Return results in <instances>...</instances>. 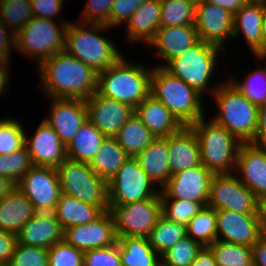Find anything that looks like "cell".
<instances>
[{
  "instance_id": "cell-51",
  "label": "cell",
  "mask_w": 266,
  "mask_h": 266,
  "mask_svg": "<svg viewBox=\"0 0 266 266\" xmlns=\"http://www.w3.org/2000/svg\"><path fill=\"white\" fill-rule=\"evenodd\" d=\"M0 20V60L11 61V51L15 49V34Z\"/></svg>"
},
{
  "instance_id": "cell-4",
  "label": "cell",
  "mask_w": 266,
  "mask_h": 266,
  "mask_svg": "<svg viewBox=\"0 0 266 266\" xmlns=\"http://www.w3.org/2000/svg\"><path fill=\"white\" fill-rule=\"evenodd\" d=\"M150 94L159 100L183 126H190L207 114L204 110L203 96L163 67H153Z\"/></svg>"
},
{
  "instance_id": "cell-24",
  "label": "cell",
  "mask_w": 266,
  "mask_h": 266,
  "mask_svg": "<svg viewBox=\"0 0 266 266\" xmlns=\"http://www.w3.org/2000/svg\"><path fill=\"white\" fill-rule=\"evenodd\" d=\"M265 9L258 0H249L235 14L233 39L243 35L249 49L257 56H263V18Z\"/></svg>"
},
{
  "instance_id": "cell-39",
  "label": "cell",
  "mask_w": 266,
  "mask_h": 266,
  "mask_svg": "<svg viewBox=\"0 0 266 266\" xmlns=\"http://www.w3.org/2000/svg\"><path fill=\"white\" fill-rule=\"evenodd\" d=\"M233 78L229 76L228 80L255 106L266 103V66L250 70L243 80Z\"/></svg>"
},
{
  "instance_id": "cell-9",
  "label": "cell",
  "mask_w": 266,
  "mask_h": 266,
  "mask_svg": "<svg viewBox=\"0 0 266 266\" xmlns=\"http://www.w3.org/2000/svg\"><path fill=\"white\" fill-rule=\"evenodd\" d=\"M61 191L64 194L103 211L109 210L107 182L101 179L87 163L66 159L58 168Z\"/></svg>"
},
{
  "instance_id": "cell-6",
  "label": "cell",
  "mask_w": 266,
  "mask_h": 266,
  "mask_svg": "<svg viewBox=\"0 0 266 266\" xmlns=\"http://www.w3.org/2000/svg\"><path fill=\"white\" fill-rule=\"evenodd\" d=\"M205 119L190 125L199 142L201 164L213 174H233L242 143L223 126Z\"/></svg>"
},
{
  "instance_id": "cell-32",
  "label": "cell",
  "mask_w": 266,
  "mask_h": 266,
  "mask_svg": "<svg viewBox=\"0 0 266 266\" xmlns=\"http://www.w3.org/2000/svg\"><path fill=\"white\" fill-rule=\"evenodd\" d=\"M106 137L87 120L66 146L67 159L89 164Z\"/></svg>"
},
{
  "instance_id": "cell-29",
  "label": "cell",
  "mask_w": 266,
  "mask_h": 266,
  "mask_svg": "<svg viewBox=\"0 0 266 266\" xmlns=\"http://www.w3.org/2000/svg\"><path fill=\"white\" fill-rule=\"evenodd\" d=\"M169 156L166 137L155 138L135 156L148 178L155 185H161L159 189L167 183L171 176Z\"/></svg>"
},
{
  "instance_id": "cell-21",
  "label": "cell",
  "mask_w": 266,
  "mask_h": 266,
  "mask_svg": "<svg viewBox=\"0 0 266 266\" xmlns=\"http://www.w3.org/2000/svg\"><path fill=\"white\" fill-rule=\"evenodd\" d=\"M25 146L29 151L33 166L57 169L67 159L66 146L44 119L36 128L33 136L28 137L25 133Z\"/></svg>"
},
{
  "instance_id": "cell-26",
  "label": "cell",
  "mask_w": 266,
  "mask_h": 266,
  "mask_svg": "<svg viewBox=\"0 0 266 266\" xmlns=\"http://www.w3.org/2000/svg\"><path fill=\"white\" fill-rule=\"evenodd\" d=\"M135 115L156 138L168 137L183 127L174 115L151 94L135 107Z\"/></svg>"
},
{
  "instance_id": "cell-27",
  "label": "cell",
  "mask_w": 266,
  "mask_h": 266,
  "mask_svg": "<svg viewBox=\"0 0 266 266\" xmlns=\"http://www.w3.org/2000/svg\"><path fill=\"white\" fill-rule=\"evenodd\" d=\"M161 0L144 1L126 22L129 43H149L160 28Z\"/></svg>"
},
{
  "instance_id": "cell-28",
  "label": "cell",
  "mask_w": 266,
  "mask_h": 266,
  "mask_svg": "<svg viewBox=\"0 0 266 266\" xmlns=\"http://www.w3.org/2000/svg\"><path fill=\"white\" fill-rule=\"evenodd\" d=\"M35 213L26 196L14 187L0 199V230L17 235Z\"/></svg>"
},
{
  "instance_id": "cell-49",
  "label": "cell",
  "mask_w": 266,
  "mask_h": 266,
  "mask_svg": "<svg viewBox=\"0 0 266 266\" xmlns=\"http://www.w3.org/2000/svg\"><path fill=\"white\" fill-rule=\"evenodd\" d=\"M144 1L147 0H113L110 8V28L126 24Z\"/></svg>"
},
{
  "instance_id": "cell-52",
  "label": "cell",
  "mask_w": 266,
  "mask_h": 266,
  "mask_svg": "<svg viewBox=\"0 0 266 266\" xmlns=\"http://www.w3.org/2000/svg\"><path fill=\"white\" fill-rule=\"evenodd\" d=\"M16 244V235L0 230V265L6 266L8 264Z\"/></svg>"
},
{
  "instance_id": "cell-23",
  "label": "cell",
  "mask_w": 266,
  "mask_h": 266,
  "mask_svg": "<svg viewBox=\"0 0 266 266\" xmlns=\"http://www.w3.org/2000/svg\"><path fill=\"white\" fill-rule=\"evenodd\" d=\"M64 230L53 212H36L19 230L17 243L49 249L63 240Z\"/></svg>"
},
{
  "instance_id": "cell-58",
  "label": "cell",
  "mask_w": 266,
  "mask_h": 266,
  "mask_svg": "<svg viewBox=\"0 0 266 266\" xmlns=\"http://www.w3.org/2000/svg\"><path fill=\"white\" fill-rule=\"evenodd\" d=\"M14 187H16L10 180L0 176V199L7 195Z\"/></svg>"
},
{
  "instance_id": "cell-16",
  "label": "cell",
  "mask_w": 266,
  "mask_h": 266,
  "mask_svg": "<svg viewBox=\"0 0 266 266\" xmlns=\"http://www.w3.org/2000/svg\"><path fill=\"white\" fill-rule=\"evenodd\" d=\"M88 120L105 136L115 137L128 119L135 114L129 104L102 96L97 91L86 100Z\"/></svg>"
},
{
  "instance_id": "cell-56",
  "label": "cell",
  "mask_w": 266,
  "mask_h": 266,
  "mask_svg": "<svg viewBox=\"0 0 266 266\" xmlns=\"http://www.w3.org/2000/svg\"><path fill=\"white\" fill-rule=\"evenodd\" d=\"M216 6L225 8L235 14L249 0H204Z\"/></svg>"
},
{
  "instance_id": "cell-34",
  "label": "cell",
  "mask_w": 266,
  "mask_h": 266,
  "mask_svg": "<svg viewBox=\"0 0 266 266\" xmlns=\"http://www.w3.org/2000/svg\"><path fill=\"white\" fill-rule=\"evenodd\" d=\"M120 147L132 157L142 152L156 137L133 114L115 136Z\"/></svg>"
},
{
  "instance_id": "cell-11",
  "label": "cell",
  "mask_w": 266,
  "mask_h": 266,
  "mask_svg": "<svg viewBox=\"0 0 266 266\" xmlns=\"http://www.w3.org/2000/svg\"><path fill=\"white\" fill-rule=\"evenodd\" d=\"M117 238L148 237L162 215L160 194L125 205L109 206Z\"/></svg>"
},
{
  "instance_id": "cell-62",
  "label": "cell",
  "mask_w": 266,
  "mask_h": 266,
  "mask_svg": "<svg viewBox=\"0 0 266 266\" xmlns=\"http://www.w3.org/2000/svg\"><path fill=\"white\" fill-rule=\"evenodd\" d=\"M264 58L266 59V54L264 56H257V59L262 60V61L265 60Z\"/></svg>"
},
{
  "instance_id": "cell-60",
  "label": "cell",
  "mask_w": 266,
  "mask_h": 266,
  "mask_svg": "<svg viewBox=\"0 0 266 266\" xmlns=\"http://www.w3.org/2000/svg\"><path fill=\"white\" fill-rule=\"evenodd\" d=\"M262 36H263V56H264L266 54V9L263 18Z\"/></svg>"
},
{
  "instance_id": "cell-10",
  "label": "cell",
  "mask_w": 266,
  "mask_h": 266,
  "mask_svg": "<svg viewBox=\"0 0 266 266\" xmlns=\"http://www.w3.org/2000/svg\"><path fill=\"white\" fill-rule=\"evenodd\" d=\"M148 178L138 160L130 156L107 183L109 206L152 199L160 189Z\"/></svg>"
},
{
  "instance_id": "cell-25",
  "label": "cell",
  "mask_w": 266,
  "mask_h": 266,
  "mask_svg": "<svg viewBox=\"0 0 266 266\" xmlns=\"http://www.w3.org/2000/svg\"><path fill=\"white\" fill-rule=\"evenodd\" d=\"M171 175L201 165L200 146L190 126L166 137Z\"/></svg>"
},
{
  "instance_id": "cell-20",
  "label": "cell",
  "mask_w": 266,
  "mask_h": 266,
  "mask_svg": "<svg viewBox=\"0 0 266 266\" xmlns=\"http://www.w3.org/2000/svg\"><path fill=\"white\" fill-rule=\"evenodd\" d=\"M63 239L82 252L115 244L117 237L111 213L104 211L92 222L64 229Z\"/></svg>"
},
{
  "instance_id": "cell-36",
  "label": "cell",
  "mask_w": 266,
  "mask_h": 266,
  "mask_svg": "<svg viewBox=\"0 0 266 266\" xmlns=\"http://www.w3.org/2000/svg\"><path fill=\"white\" fill-rule=\"evenodd\" d=\"M187 236L202 246H210L217 240L216 210L204 206L187 225Z\"/></svg>"
},
{
  "instance_id": "cell-41",
  "label": "cell",
  "mask_w": 266,
  "mask_h": 266,
  "mask_svg": "<svg viewBox=\"0 0 266 266\" xmlns=\"http://www.w3.org/2000/svg\"><path fill=\"white\" fill-rule=\"evenodd\" d=\"M32 167L26 146L8 155L0 154V176L7 178L15 186Z\"/></svg>"
},
{
  "instance_id": "cell-13",
  "label": "cell",
  "mask_w": 266,
  "mask_h": 266,
  "mask_svg": "<svg viewBox=\"0 0 266 266\" xmlns=\"http://www.w3.org/2000/svg\"><path fill=\"white\" fill-rule=\"evenodd\" d=\"M36 212H53L62 193L56 168L33 166L16 184Z\"/></svg>"
},
{
  "instance_id": "cell-44",
  "label": "cell",
  "mask_w": 266,
  "mask_h": 266,
  "mask_svg": "<svg viewBox=\"0 0 266 266\" xmlns=\"http://www.w3.org/2000/svg\"><path fill=\"white\" fill-rule=\"evenodd\" d=\"M161 204L162 215L165 218L186 227L189 221L204 207L199 202L179 199H161Z\"/></svg>"
},
{
  "instance_id": "cell-3",
  "label": "cell",
  "mask_w": 266,
  "mask_h": 266,
  "mask_svg": "<svg viewBox=\"0 0 266 266\" xmlns=\"http://www.w3.org/2000/svg\"><path fill=\"white\" fill-rule=\"evenodd\" d=\"M124 57L98 73L97 92L135 108L150 94L153 67L132 63Z\"/></svg>"
},
{
  "instance_id": "cell-8",
  "label": "cell",
  "mask_w": 266,
  "mask_h": 266,
  "mask_svg": "<svg viewBox=\"0 0 266 266\" xmlns=\"http://www.w3.org/2000/svg\"><path fill=\"white\" fill-rule=\"evenodd\" d=\"M33 17L15 35V49L37 60V66L45 59L65 50L66 30L69 21Z\"/></svg>"
},
{
  "instance_id": "cell-63",
  "label": "cell",
  "mask_w": 266,
  "mask_h": 266,
  "mask_svg": "<svg viewBox=\"0 0 266 266\" xmlns=\"http://www.w3.org/2000/svg\"><path fill=\"white\" fill-rule=\"evenodd\" d=\"M158 266H167L166 264H163L161 261Z\"/></svg>"
},
{
  "instance_id": "cell-57",
  "label": "cell",
  "mask_w": 266,
  "mask_h": 266,
  "mask_svg": "<svg viewBox=\"0 0 266 266\" xmlns=\"http://www.w3.org/2000/svg\"><path fill=\"white\" fill-rule=\"evenodd\" d=\"M11 61H6V60H0V96L3 94H6V92L9 91V89H7V87L9 86V81L10 78L9 77V63ZM8 85V86H7ZM8 90V91H7Z\"/></svg>"
},
{
  "instance_id": "cell-38",
  "label": "cell",
  "mask_w": 266,
  "mask_h": 266,
  "mask_svg": "<svg viewBox=\"0 0 266 266\" xmlns=\"http://www.w3.org/2000/svg\"><path fill=\"white\" fill-rule=\"evenodd\" d=\"M208 247L217 266H253L251 247L221 240H215Z\"/></svg>"
},
{
  "instance_id": "cell-2",
  "label": "cell",
  "mask_w": 266,
  "mask_h": 266,
  "mask_svg": "<svg viewBox=\"0 0 266 266\" xmlns=\"http://www.w3.org/2000/svg\"><path fill=\"white\" fill-rule=\"evenodd\" d=\"M108 29L104 24L70 22L66 30L65 51L97 73L105 71L123 56L113 40L103 36Z\"/></svg>"
},
{
  "instance_id": "cell-17",
  "label": "cell",
  "mask_w": 266,
  "mask_h": 266,
  "mask_svg": "<svg viewBox=\"0 0 266 266\" xmlns=\"http://www.w3.org/2000/svg\"><path fill=\"white\" fill-rule=\"evenodd\" d=\"M217 240L252 247L263 235L261 215L216 210Z\"/></svg>"
},
{
  "instance_id": "cell-7",
  "label": "cell",
  "mask_w": 266,
  "mask_h": 266,
  "mask_svg": "<svg viewBox=\"0 0 266 266\" xmlns=\"http://www.w3.org/2000/svg\"><path fill=\"white\" fill-rule=\"evenodd\" d=\"M224 49L199 40L178 57L170 60L163 68L171 75L180 78L203 97L212 95L220 84L210 87L215 75V66L219 52Z\"/></svg>"
},
{
  "instance_id": "cell-40",
  "label": "cell",
  "mask_w": 266,
  "mask_h": 266,
  "mask_svg": "<svg viewBox=\"0 0 266 266\" xmlns=\"http://www.w3.org/2000/svg\"><path fill=\"white\" fill-rule=\"evenodd\" d=\"M34 17L31 0H1L0 20L15 35Z\"/></svg>"
},
{
  "instance_id": "cell-43",
  "label": "cell",
  "mask_w": 266,
  "mask_h": 266,
  "mask_svg": "<svg viewBox=\"0 0 266 266\" xmlns=\"http://www.w3.org/2000/svg\"><path fill=\"white\" fill-rule=\"evenodd\" d=\"M202 247L200 243L187 236L162 254L161 262L167 266H189Z\"/></svg>"
},
{
  "instance_id": "cell-42",
  "label": "cell",
  "mask_w": 266,
  "mask_h": 266,
  "mask_svg": "<svg viewBox=\"0 0 266 266\" xmlns=\"http://www.w3.org/2000/svg\"><path fill=\"white\" fill-rule=\"evenodd\" d=\"M0 119V154H10L25 146L26 130L15 118Z\"/></svg>"
},
{
  "instance_id": "cell-47",
  "label": "cell",
  "mask_w": 266,
  "mask_h": 266,
  "mask_svg": "<svg viewBox=\"0 0 266 266\" xmlns=\"http://www.w3.org/2000/svg\"><path fill=\"white\" fill-rule=\"evenodd\" d=\"M83 266H121L118 242L84 252Z\"/></svg>"
},
{
  "instance_id": "cell-46",
  "label": "cell",
  "mask_w": 266,
  "mask_h": 266,
  "mask_svg": "<svg viewBox=\"0 0 266 266\" xmlns=\"http://www.w3.org/2000/svg\"><path fill=\"white\" fill-rule=\"evenodd\" d=\"M48 266H83L84 252L64 239L48 249Z\"/></svg>"
},
{
  "instance_id": "cell-55",
  "label": "cell",
  "mask_w": 266,
  "mask_h": 266,
  "mask_svg": "<svg viewBox=\"0 0 266 266\" xmlns=\"http://www.w3.org/2000/svg\"><path fill=\"white\" fill-rule=\"evenodd\" d=\"M189 266H217L214 255L208 246H203Z\"/></svg>"
},
{
  "instance_id": "cell-14",
  "label": "cell",
  "mask_w": 266,
  "mask_h": 266,
  "mask_svg": "<svg viewBox=\"0 0 266 266\" xmlns=\"http://www.w3.org/2000/svg\"><path fill=\"white\" fill-rule=\"evenodd\" d=\"M214 174L202 164L170 176L160 189V199H179L208 205L210 181Z\"/></svg>"
},
{
  "instance_id": "cell-37",
  "label": "cell",
  "mask_w": 266,
  "mask_h": 266,
  "mask_svg": "<svg viewBox=\"0 0 266 266\" xmlns=\"http://www.w3.org/2000/svg\"><path fill=\"white\" fill-rule=\"evenodd\" d=\"M197 0H161L160 27L195 25Z\"/></svg>"
},
{
  "instance_id": "cell-31",
  "label": "cell",
  "mask_w": 266,
  "mask_h": 266,
  "mask_svg": "<svg viewBox=\"0 0 266 266\" xmlns=\"http://www.w3.org/2000/svg\"><path fill=\"white\" fill-rule=\"evenodd\" d=\"M129 157L115 137H106L88 165L108 183Z\"/></svg>"
},
{
  "instance_id": "cell-5",
  "label": "cell",
  "mask_w": 266,
  "mask_h": 266,
  "mask_svg": "<svg viewBox=\"0 0 266 266\" xmlns=\"http://www.w3.org/2000/svg\"><path fill=\"white\" fill-rule=\"evenodd\" d=\"M211 96L219 109L211 119L223 126L241 143H253L257 128L258 107L228 79L222 81Z\"/></svg>"
},
{
  "instance_id": "cell-35",
  "label": "cell",
  "mask_w": 266,
  "mask_h": 266,
  "mask_svg": "<svg viewBox=\"0 0 266 266\" xmlns=\"http://www.w3.org/2000/svg\"><path fill=\"white\" fill-rule=\"evenodd\" d=\"M187 237V227L160 216L147 237L152 248L161 256L179 240Z\"/></svg>"
},
{
  "instance_id": "cell-30",
  "label": "cell",
  "mask_w": 266,
  "mask_h": 266,
  "mask_svg": "<svg viewBox=\"0 0 266 266\" xmlns=\"http://www.w3.org/2000/svg\"><path fill=\"white\" fill-rule=\"evenodd\" d=\"M104 211L97 205L82 202L75 197L61 193L53 214L62 229L84 225L97 219Z\"/></svg>"
},
{
  "instance_id": "cell-50",
  "label": "cell",
  "mask_w": 266,
  "mask_h": 266,
  "mask_svg": "<svg viewBox=\"0 0 266 266\" xmlns=\"http://www.w3.org/2000/svg\"><path fill=\"white\" fill-rule=\"evenodd\" d=\"M65 1V0H64ZM63 0H31L34 17L52 19L59 16L63 9Z\"/></svg>"
},
{
  "instance_id": "cell-45",
  "label": "cell",
  "mask_w": 266,
  "mask_h": 266,
  "mask_svg": "<svg viewBox=\"0 0 266 266\" xmlns=\"http://www.w3.org/2000/svg\"><path fill=\"white\" fill-rule=\"evenodd\" d=\"M48 249L17 243L6 266H48Z\"/></svg>"
},
{
  "instance_id": "cell-15",
  "label": "cell",
  "mask_w": 266,
  "mask_h": 266,
  "mask_svg": "<svg viewBox=\"0 0 266 266\" xmlns=\"http://www.w3.org/2000/svg\"><path fill=\"white\" fill-rule=\"evenodd\" d=\"M234 14L206 2L196 1L195 28L200 40L225 50L226 41L233 37Z\"/></svg>"
},
{
  "instance_id": "cell-19",
  "label": "cell",
  "mask_w": 266,
  "mask_h": 266,
  "mask_svg": "<svg viewBox=\"0 0 266 266\" xmlns=\"http://www.w3.org/2000/svg\"><path fill=\"white\" fill-rule=\"evenodd\" d=\"M234 173L259 201L266 198V146L242 143Z\"/></svg>"
},
{
  "instance_id": "cell-48",
  "label": "cell",
  "mask_w": 266,
  "mask_h": 266,
  "mask_svg": "<svg viewBox=\"0 0 266 266\" xmlns=\"http://www.w3.org/2000/svg\"><path fill=\"white\" fill-rule=\"evenodd\" d=\"M113 0H88L78 21L104 24L110 28V8Z\"/></svg>"
},
{
  "instance_id": "cell-33",
  "label": "cell",
  "mask_w": 266,
  "mask_h": 266,
  "mask_svg": "<svg viewBox=\"0 0 266 266\" xmlns=\"http://www.w3.org/2000/svg\"><path fill=\"white\" fill-rule=\"evenodd\" d=\"M121 266H158L160 255L146 237L117 238Z\"/></svg>"
},
{
  "instance_id": "cell-18",
  "label": "cell",
  "mask_w": 266,
  "mask_h": 266,
  "mask_svg": "<svg viewBox=\"0 0 266 266\" xmlns=\"http://www.w3.org/2000/svg\"><path fill=\"white\" fill-rule=\"evenodd\" d=\"M51 106L45 121L67 146L79 128L88 120V108L83 99L49 98Z\"/></svg>"
},
{
  "instance_id": "cell-1",
  "label": "cell",
  "mask_w": 266,
  "mask_h": 266,
  "mask_svg": "<svg viewBox=\"0 0 266 266\" xmlns=\"http://www.w3.org/2000/svg\"><path fill=\"white\" fill-rule=\"evenodd\" d=\"M37 68L46 98L86 100L98 89V73L65 50L43 60Z\"/></svg>"
},
{
  "instance_id": "cell-12",
  "label": "cell",
  "mask_w": 266,
  "mask_h": 266,
  "mask_svg": "<svg viewBox=\"0 0 266 266\" xmlns=\"http://www.w3.org/2000/svg\"><path fill=\"white\" fill-rule=\"evenodd\" d=\"M208 206L244 214H260V201L235 175L214 174L210 181Z\"/></svg>"
},
{
  "instance_id": "cell-61",
  "label": "cell",
  "mask_w": 266,
  "mask_h": 266,
  "mask_svg": "<svg viewBox=\"0 0 266 266\" xmlns=\"http://www.w3.org/2000/svg\"><path fill=\"white\" fill-rule=\"evenodd\" d=\"M260 2V4L262 5V7L264 9H266V0H258Z\"/></svg>"
},
{
  "instance_id": "cell-22",
  "label": "cell",
  "mask_w": 266,
  "mask_h": 266,
  "mask_svg": "<svg viewBox=\"0 0 266 266\" xmlns=\"http://www.w3.org/2000/svg\"><path fill=\"white\" fill-rule=\"evenodd\" d=\"M199 40L195 25L160 27L148 46L154 49V52L157 51L154 54H157L158 58L166 61L165 64H158L159 67H164Z\"/></svg>"
},
{
  "instance_id": "cell-53",
  "label": "cell",
  "mask_w": 266,
  "mask_h": 266,
  "mask_svg": "<svg viewBox=\"0 0 266 266\" xmlns=\"http://www.w3.org/2000/svg\"><path fill=\"white\" fill-rule=\"evenodd\" d=\"M253 144L266 146V103L258 107V119Z\"/></svg>"
},
{
  "instance_id": "cell-54",
  "label": "cell",
  "mask_w": 266,
  "mask_h": 266,
  "mask_svg": "<svg viewBox=\"0 0 266 266\" xmlns=\"http://www.w3.org/2000/svg\"><path fill=\"white\" fill-rule=\"evenodd\" d=\"M251 250L253 266H266V236L262 235Z\"/></svg>"
},
{
  "instance_id": "cell-59",
  "label": "cell",
  "mask_w": 266,
  "mask_h": 266,
  "mask_svg": "<svg viewBox=\"0 0 266 266\" xmlns=\"http://www.w3.org/2000/svg\"><path fill=\"white\" fill-rule=\"evenodd\" d=\"M259 211L261 215L262 233L266 236V198L260 201Z\"/></svg>"
}]
</instances>
